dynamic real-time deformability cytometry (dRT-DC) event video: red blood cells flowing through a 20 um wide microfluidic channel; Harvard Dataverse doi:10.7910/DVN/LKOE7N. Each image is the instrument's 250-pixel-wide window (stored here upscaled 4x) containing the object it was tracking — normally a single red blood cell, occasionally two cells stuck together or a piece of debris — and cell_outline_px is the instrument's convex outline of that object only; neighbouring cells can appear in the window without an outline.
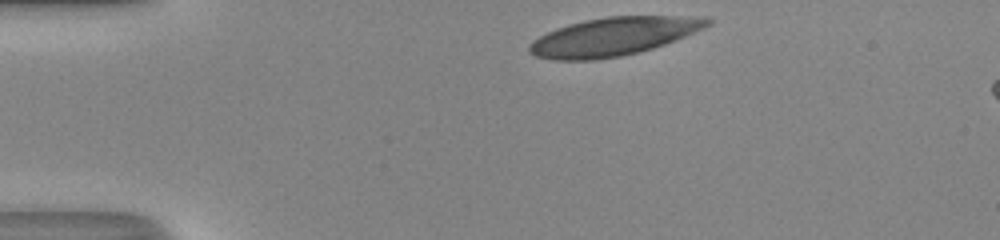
{"species": "human", "species_latin": "Homo sapiens", "temperature_condition": "room temperature", "stored_images_in_passage": 31, "camera_frame_rate_fps": 3000, "um_per_image_px": 0.085, "donor": {"sex": "male"}, "frame": {"image": 1, "passage_image": 1, "time_ms": 0.0, "image_size_px": [1000, 240], "cell_outline_px": [[712, 24], [704, 28], [664, 44], [652, 48], [620, 56], [596, 60], [560, 60], [536, 56], [528, 48], [540, 36], [556, 28], [568, 24], [584, 20], [608, 16], [672, 16], [712, 20]], "centroid_in_image_um": [52.11, 3.1], "position_along_channel_um": 32.9, "area_um2": 38.78}}
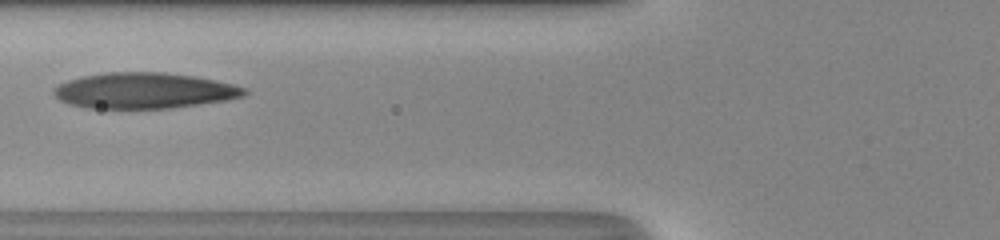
{"frame": {"image": 2, "passage_image": 11, "time_ms": 3.333, "image_size_px": [1000, 240], "cell_outline_px": [[248, 92], [244, 96], [224, 100], [200, 104], [172, 108], [88, 108], [72, 104], [60, 100], [52, 92], [60, 84], [68, 80], [80, 76], [108, 72], [164, 72], [192, 76], [232, 84], [248, 88]], "centroid_in_image_um": [12.26, 7.7], "position_along_channel_um": 113.5, "area_um2": 39.48}}
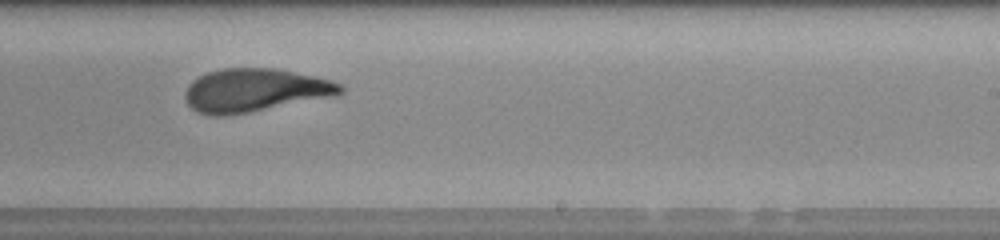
{"frame": {"image": 3, "passage_image": 22, "time_ms": 7.0, "image_size_px": [1000, 240], "cell_outline_px": [[344, 92], [332, 96], [248, 112], [220, 116], [212, 116], [196, 112], [188, 104], [184, 96], [188, 84], [192, 80], [208, 72], [224, 68], [276, 68], [332, 80], [340, 84], [344, 88]], "centroid_in_image_um": [21.63, 7.66], "position_along_channel_um": 267.4, "area_um2": 38.78}, "authors_computed_cell_mechanics": {"area_um2": 39.2462, "velocity_mm_per_s": 4.2108, "shape_relaxation_time_tau1_ms": 4.8422, "shape_relaxation_time_tau2_ms": 1.4862, "deformation_change_tau1": 0.1935, "deformation_change_tau2": 0.0881}}